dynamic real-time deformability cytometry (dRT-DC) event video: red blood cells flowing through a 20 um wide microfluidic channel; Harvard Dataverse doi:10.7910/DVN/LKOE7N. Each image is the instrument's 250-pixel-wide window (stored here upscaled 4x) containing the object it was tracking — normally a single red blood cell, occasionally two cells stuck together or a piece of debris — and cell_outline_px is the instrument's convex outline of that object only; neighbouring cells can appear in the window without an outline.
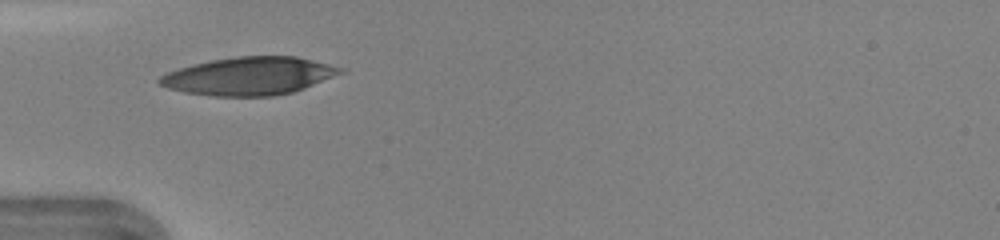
{"species": "human", "species_latin": "Homo sapiens", "temperature_condition": "warm", "stored_images_in_passage": 32, "camera_frame_rate_fps": 3000, "um_per_image_px": 0.085, "donor": {"sex": "female"}, "frame": {"image": 1, "passage_image": 1, "time_ms": 0.0, "image_size_px": [1000, 240], "cell_outline_px": [[344, 72], [304, 88], [292, 92], [272, 96], [212, 96], [184, 92], [168, 88], [160, 84], [156, 80], [160, 76], [168, 72], [192, 64], [212, 60], [236, 56], [296, 56], [344, 68]], "centroid_in_image_um": [21.16, 6.46], "position_along_channel_um": 63.8, "area_um2": 39.77}}
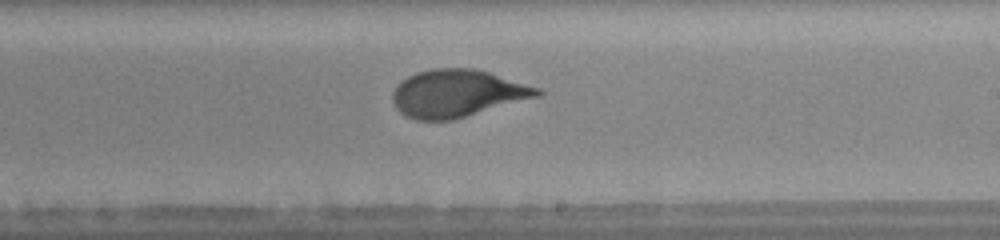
{"frame": {"image": 2, "passage_image": 14, "time_ms": 4.333, "image_size_px": [1000, 240], "cell_outline_px": [[544, 92], [540, 96], [452, 120], [416, 120], [400, 112], [396, 108], [392, 100], [392, 92], [408, 76], [416, 72], [432, 68], [472, 68], [488, 72], [540, 88]], "centroid_in_image_um": [38.87, 7.94], "position_along_channel_um": 250.1, "area_um2": 39.71}, "authors_computed_cell_mechanics": {"area_um2": 39.3618, "velocity_mm_per_s": 4.3591, "shape_relaxation_time_tau1_ms": 3.8965, "shape_relaxation_time_tau2_ms": null, "deformation_change_tau1": 0.176, "deformation_change_tau2": null}}